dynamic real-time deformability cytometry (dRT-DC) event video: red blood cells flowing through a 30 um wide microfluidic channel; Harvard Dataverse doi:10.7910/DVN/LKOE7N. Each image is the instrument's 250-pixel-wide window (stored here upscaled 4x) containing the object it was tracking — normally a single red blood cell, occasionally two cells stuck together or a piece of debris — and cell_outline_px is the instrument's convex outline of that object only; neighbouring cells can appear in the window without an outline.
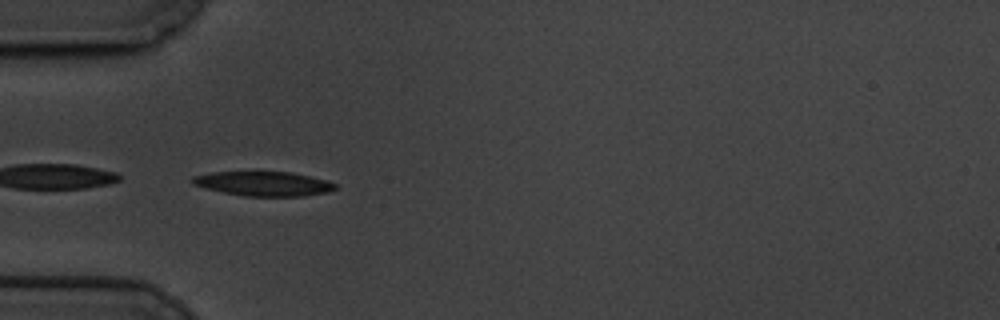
{"species": "common noctule bat (a hibernating species)", "species_latin": "Nyctalus noctula", "temperature_condition": "cold", "stored_images_in_passage": 42, "camera_frame_rate_fps": 3000, "um_per_image_px": 0.085, "animal": {"sex": "male", "body_mass_g": 19.5, "forearm_length_mm": 54.6}, "frame": {"image": 1, "passage_image": 1, "time_ms": 0.0, "image_size_px": [1000, 320], "cell_outline_px": [[336, 188], [328, 192], [304, 196], [244, 196], [204, 188], [192, 184], [192, 176], [212, 172], [292, 172], [324, 180], [336, 184]], "centroid_in_image_um": [22.37, 15.62], "position_along_channel_um": 62.6, "area_um2": 20.17}}
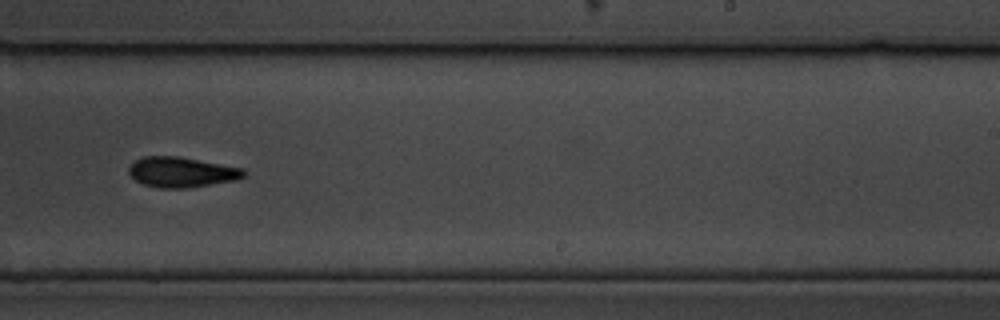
{"frame": {"image": 2, "passage_image": 20, "time_ms": 6.333, "image_size_px": [1000, 320], "cell_outline_px": [[248, 172], [244, 176], [236, 180], [188, 188], [160, 188], [144, 184], [136, 180], [128, 172], [128, 168], [136, 160], [144, 156], [180, 156], [244, 168]], "centroid_in_image_um": [15.47, 14.62], "position_along_channel_um": 273.5, "area_um2": 20.35}}
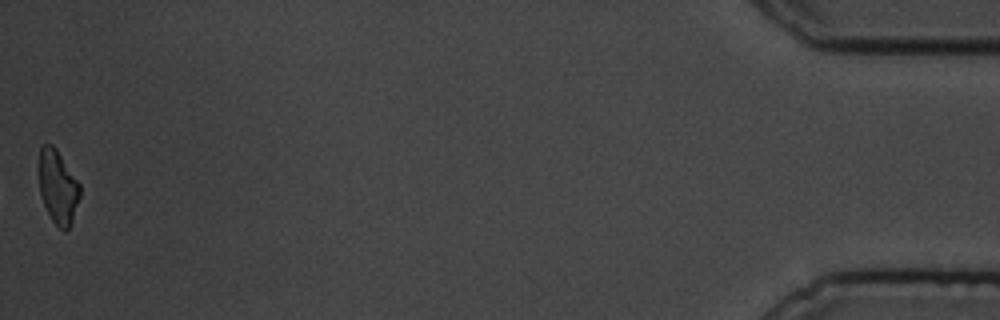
{"frame": {"image": 3, "passage_image": 42, "time_ms": 13.667, "image_size_px": [1000, 320], "cell_outline_px": [[80, 196], [72, 220], [68, 228], [64, 232], [52, 220], [44, 204], [40, 192], [40, 148], [44, 144], [52, 144], [56, 148], [80, 184]], "centroid_in_image_um": [4.94, 15.89], "position_along_channel_um": 430.3, "area_um2": 17.17}, "authors_computed_cell_mechanics": {"area_um2": 19.9699, "velocity_mm_per_s": 3.3706, "shape_relaxation_time_tau1_ms": 3.8275, "shape_relaxation_time_tau2_ms": 7.2315, "deformation_change_tau1": 0.1432, "deformation_change_tau2": 0.1539}}